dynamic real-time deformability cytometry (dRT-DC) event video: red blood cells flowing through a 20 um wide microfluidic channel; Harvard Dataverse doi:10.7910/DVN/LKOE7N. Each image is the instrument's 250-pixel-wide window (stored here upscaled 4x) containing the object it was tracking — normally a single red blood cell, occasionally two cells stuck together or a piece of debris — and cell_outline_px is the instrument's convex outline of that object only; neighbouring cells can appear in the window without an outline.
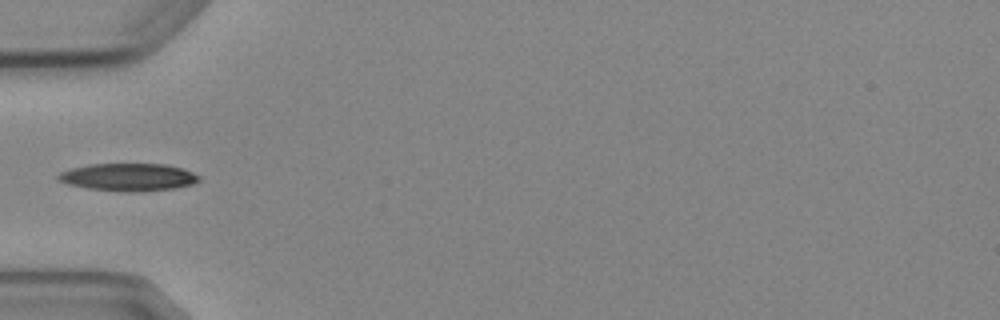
{"species": "Egyptian fruit bat (a non-hibernating species)", "species_latin": "Rousettus aegyptiacus", "temperature_condition": "cold", "stored_images_in_passage": 5, "camera_frame_rate_fps": 3000, "um_per_image_px": 0.085, "animal": {"sex": "female"}, "frame": {"image": 1, "passage_image": 4, "time_ms": 4.333, "image_size_px": [1000, 320], "cell_outline_px": [[200, 180], [192, 184], [176, 188], [136, 192], [124, 192], [88, 188], [68, 184], [56, 180], [56, 176], [60, 172], [72, 168], [88, 164], [164, 164], [184, 168], [200, 176]], "centroid_in_image_um": [10.91, 15.06], "position_along_channel_um": 74.1, "area_um2": 22.77}}
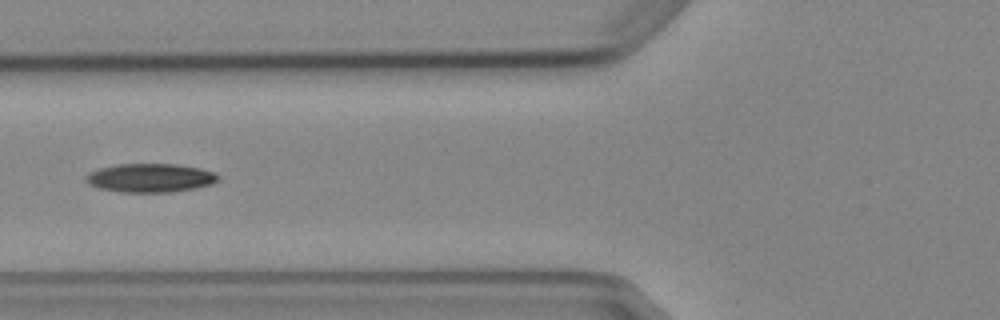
{"frame": {"image": 2, "passage_image": 5, "time_ms": 5.333, "image_size_px": [1000, 320], "cell_outline_px": [[220, 180], [212, 184], [172, 192], [120, 192], [100, 188], [88, 184], [84, 180], [84, 176], [100, 168], [116, 164], [176, 164], [200, 168], [216, 172], [220, 176]], "centroid_in_image_um": [12.79, 15.12], "position_along_channel_um": 113.0, "area_um2": 22.2}}